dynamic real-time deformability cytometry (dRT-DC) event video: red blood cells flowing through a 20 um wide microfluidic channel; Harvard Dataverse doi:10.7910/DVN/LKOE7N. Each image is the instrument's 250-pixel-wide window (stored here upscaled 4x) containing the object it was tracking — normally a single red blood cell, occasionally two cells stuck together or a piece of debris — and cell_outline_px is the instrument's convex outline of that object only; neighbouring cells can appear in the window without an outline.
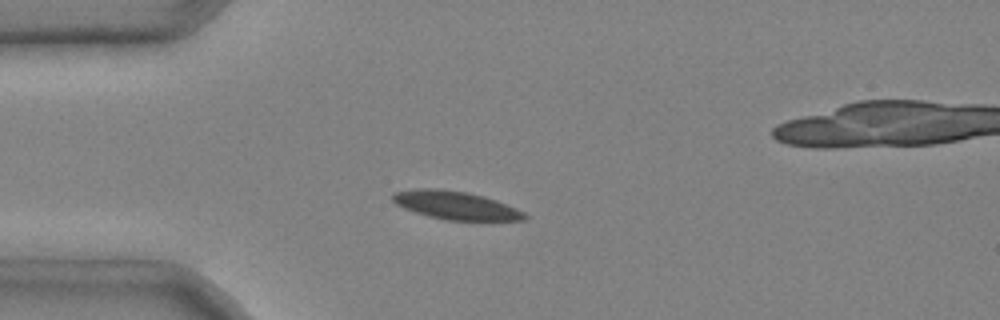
{"species": "common noctule bat (a hibernating species)", "species_latin": "Nyctalus noctula", "temperature_condition": "cold", "stored_images_in_passage": 4, "camera_frame_rate_fps": 3000, "um_per_image_px": 0.085, "animal": {"sex": "male", "body_mass_g": 20.4}, "frame": {"image": 1, "passage_image": 3, "time_ms": 0.667, "image_size_px": [1000, 320], "cell_outline_px": [[528, 216], [524, 220], [444, 220], [428, 216], [404, 208], [396, 204], [392, 200], [392, 192], [416, 188], [440, 188], [468, 192], [484, 196], [496, 200], [516, 208], [524, 212]], "centroid_in_image_um": [38.7, 17.44], "position_along_channel_um": 46.3, "area_um2": 21.79}}